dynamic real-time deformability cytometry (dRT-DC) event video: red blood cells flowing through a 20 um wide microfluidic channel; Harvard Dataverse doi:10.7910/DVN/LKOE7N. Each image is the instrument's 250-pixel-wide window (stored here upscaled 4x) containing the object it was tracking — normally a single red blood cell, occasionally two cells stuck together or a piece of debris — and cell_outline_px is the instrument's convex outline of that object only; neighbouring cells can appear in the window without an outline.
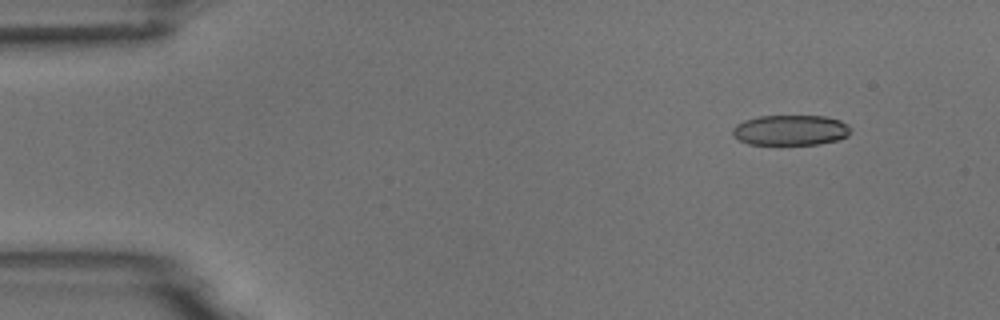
{"species": "common noctule bat (a hibernating species)", "species_latin": "Nyctalus noctula", "temperature_condition": "room temperature", "stored_images_in_passage": 5, "camera_frame_rate_fps": 3000, "um_per_image_px": 0.085, "animal": {"sex": "male", "body_mass_g": 18.8}, "frame": {"image": 1, "passage_image": 2, "time_ms": 1.333, "image_size_px": [1000, 320], "cell_outline_px": [[852, 128], [848, 136], [836, 140], [820, 144], [780, 148], [748, 144], [740, 140], [732, 132], [732, 128], [736, 124], [744, 120], [760, 116], [824, 116], [840, 120], [848, 124]], "centroid_in_image_um": [67.19, 11.12], "position_along_channel_um": 17.8, "area_um2": 21.91}}
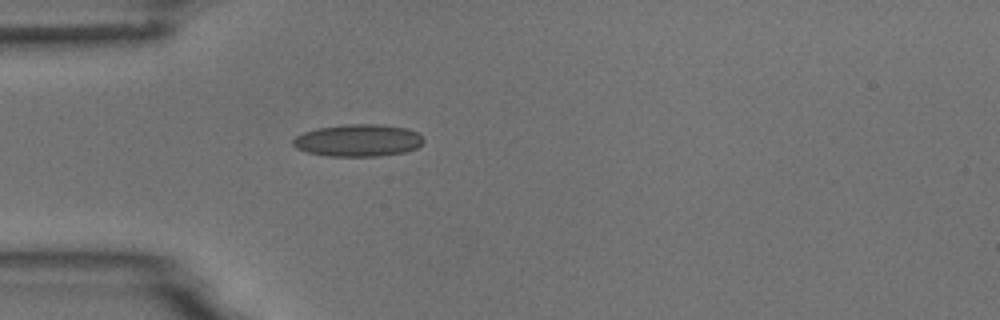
{"frame": {"image": 2, "passage_image": 5, "time_ms": 4.667, "image_size_px": [1000, 320], "cell_outline_px": [[424, 140], [416, 148], [404, 152], [376, 156], [328, 156], [308, 152], [296, 148], [292, 144], [292, 140], [296, 136], [304, 132], [316, 128], [348, 124], [380, 124], [408, 128], [416, 132]], "centroid_in_image_um": [30.42, 11.92], "position_along_channel_um": 54.6, "area_um2": 24.39}}